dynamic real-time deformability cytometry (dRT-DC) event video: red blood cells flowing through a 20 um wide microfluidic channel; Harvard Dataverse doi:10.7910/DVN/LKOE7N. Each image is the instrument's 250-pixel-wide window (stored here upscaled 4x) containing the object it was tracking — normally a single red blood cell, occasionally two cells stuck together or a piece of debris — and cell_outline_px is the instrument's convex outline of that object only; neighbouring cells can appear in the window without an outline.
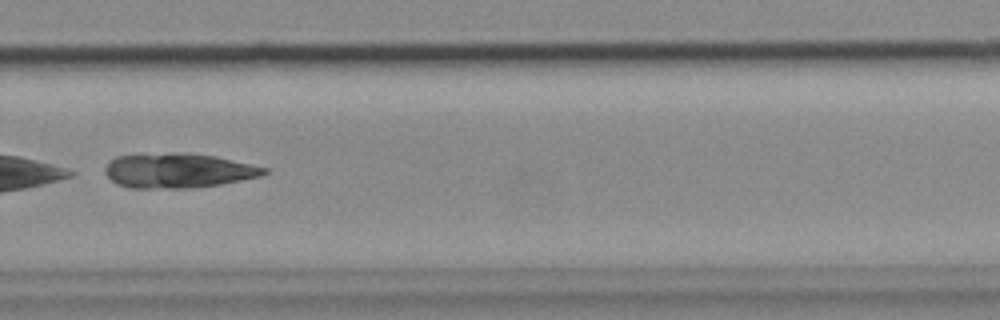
{"species": "common noctule bat (a hibernating species)", "species_latin": "Nyctalus noctula", "temperature_condition": "cold", "stored_images_in_passage": 41, "camera_frame_rate_fps": 3000, "um_per_image_px": 0.085, "animal": {"sex": "female", "body_mass_g": 18.4}, "frame": {"image": 1, "passage_image": 30, "time_ms": 9.667, "image_size_px": [1000, 320], "cell_outline_px": [[268, 172], [260, 176], [220, 184], [192, 188], [128, 188], [116, 184], [104, 172], [104, 168], [116, 156], [172, 152], [188, 152], [216, 156], [268, 168]], "centroid_in_image_um": [15.13, 14.49], "position_along_channel_um": 314.7, "area_um2": 32.25}}